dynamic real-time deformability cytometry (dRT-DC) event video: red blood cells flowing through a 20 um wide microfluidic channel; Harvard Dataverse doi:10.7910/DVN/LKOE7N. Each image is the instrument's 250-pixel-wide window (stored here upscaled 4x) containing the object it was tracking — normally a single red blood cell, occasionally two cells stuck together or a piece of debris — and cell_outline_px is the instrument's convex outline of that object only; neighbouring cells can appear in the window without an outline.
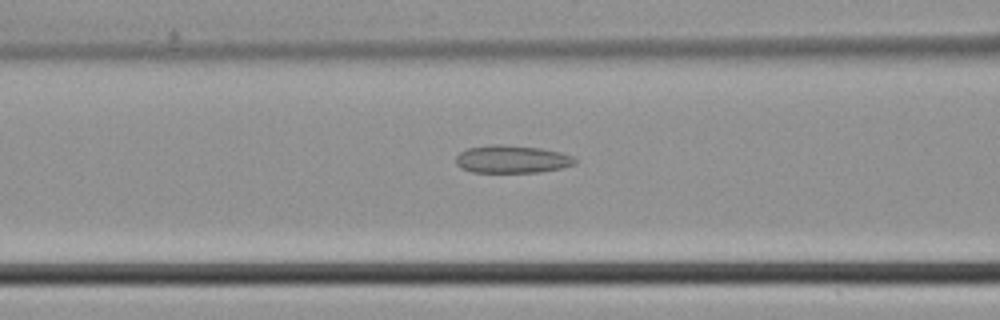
{"species": "common noctule bat (a hibernating species)", "species_latin": "Nyctalus noctula", "temperature_condition": "cold", "stored_images_in_passage": 33, "camera_frame_rate_fps": 3000, "um_per_image_px": 0.085, "animal": {"sex": "male", "body_mass_g": 21.5, "forearm_length_mm": 52.0}, "frame": {"image": 1, "passage_image": 10, "time_ms": 3.0, "image_size_px": [1000, 320], "cell_outline_px": [[576, 164], [560, 168], [540, 172], [472, 172], [460, 168], [456, 164], [456, 156], [460, 152], [468, 148], [492, 144], [500, 144], [540, 148], [560, 152], [572, 156], [576, 160]], "centroid_in_image_um": [43.49, 13.53], "position_along_channel_um": 123.1, "area_um2": 19.25}}
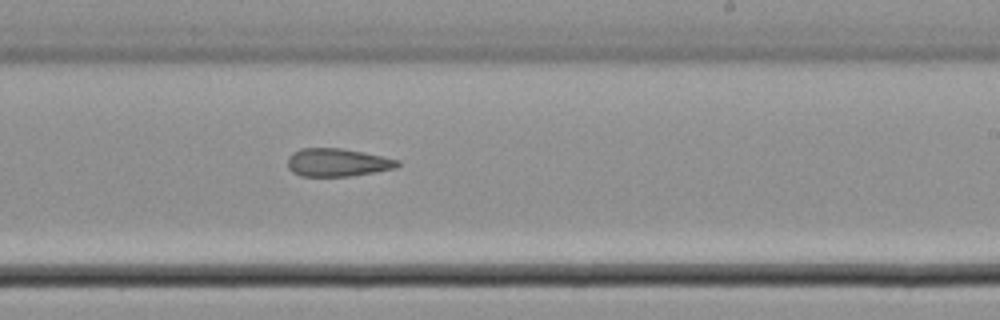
{"frame": {"image": 2, "passage_image": 19, "time_ms": 6.0, "image_size_px": [1000, 320], "cell_outline_px": [[400, 164], [396, 168], [348, 176], [300, 176], [292, 172], [288, 168], [288, 156], [292, 152], [300, 148], [340, 148], [364, 152], [400, 160]], "centroid_in_image_um": [28.65, 13.8], "position_along_channel_um": 260.4, "area_um2": 17.98}}
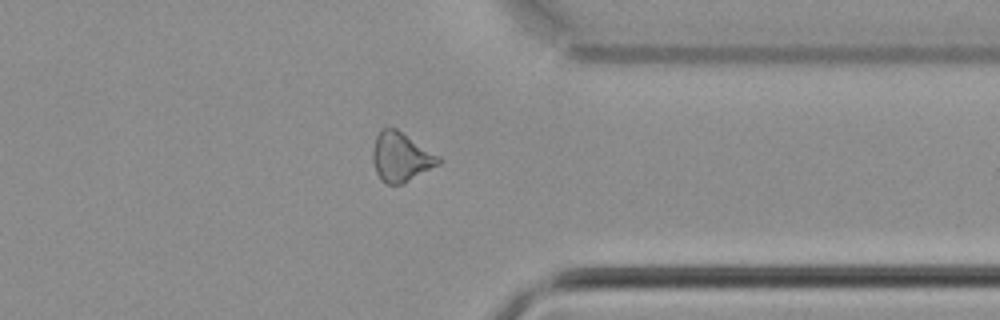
{"frame": {"image": 3, "passage_image": 27, "time_ms": 8.667, "image_size_px": [1000, 320], "cell_outline_px": [[440, 164], [404, 184], [384, 184], [380, 180], [376, 172], [372, 160], [372, 152], [376, 136], [384, 128], [396, 128], [440, 156]], "centroid_in_image_um": [34.07, 13.38], "position_along_channel_um": 377.3, "area_um2": 18.96}}